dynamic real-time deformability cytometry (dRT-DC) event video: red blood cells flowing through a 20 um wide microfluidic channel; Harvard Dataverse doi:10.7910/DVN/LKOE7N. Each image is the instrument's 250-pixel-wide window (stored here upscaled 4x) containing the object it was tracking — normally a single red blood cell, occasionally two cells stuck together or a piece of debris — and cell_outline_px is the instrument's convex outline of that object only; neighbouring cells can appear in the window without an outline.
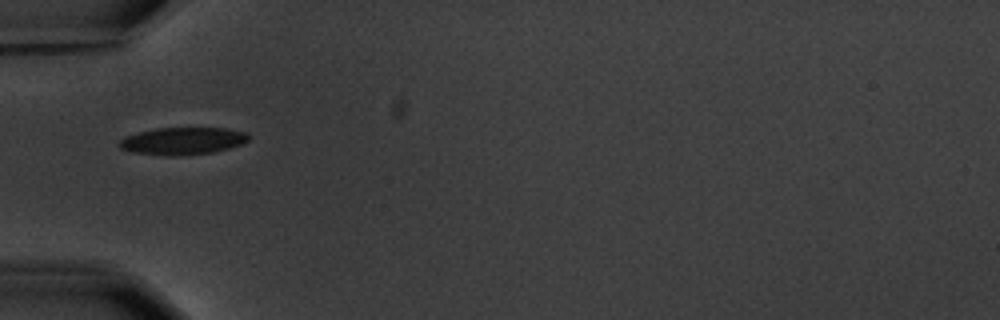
{"species": "common noctule bat (a hibernating species)", "species_latin": "Nyctalus noctula", "temperature_condition": "warm", "stored_images_in_passage": 9, "camera_frame_rate_fps": 3000, "um_per_image_px": 0.085, "animal": {"sex": "male", "body_mass_g": 20.1, "forearm_length_mm": 53.5}, "frame": {"image": 1, "passage_image": 4, "time_ms": 3.333, "image_size_px": [1000, 320], "cell_outline_px": [[248, 140], [240, 144], [228, 148], [212, 152], [176, 156], [168, 156], [132, 152], [120, 148], [120, 140], [128, 136], [140, 132], [156, 128], [228, 128], [248, 132]], "centroid_in_image_um": [15.55, 11.98], "position_along_channel_um": 69.4, "area_um2": 20.35}}